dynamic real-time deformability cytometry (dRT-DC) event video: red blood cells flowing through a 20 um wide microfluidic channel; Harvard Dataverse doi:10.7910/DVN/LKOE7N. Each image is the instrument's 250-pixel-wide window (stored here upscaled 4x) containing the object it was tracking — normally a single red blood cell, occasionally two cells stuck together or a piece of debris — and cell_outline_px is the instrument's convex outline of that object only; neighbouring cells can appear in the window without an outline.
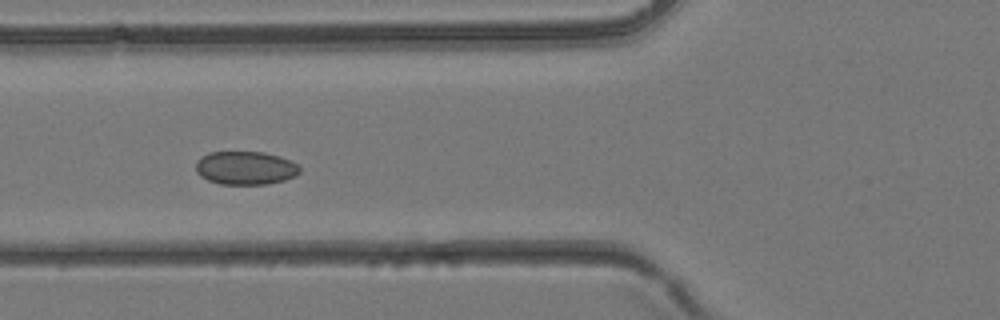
{"species": "common noctule bat (a hibernating species)", "species_latin": "Nyctalus noctula", "temperature_condition": "room temperature", "stored_images_in_passage": 30, "camera_frame_rate_fps": 3000, "um_per_image_px": 0.085, "animal": {"sex": "female", "body_mass_g": 24.6, "forearm_length_mm": 56.2}, "frame": {"image": 1, "passage_image": 7, "time_ms": 2.0, "image_size_px": [1000, 320], "cell_outline_px": [[300, 172], [296, 176], [284, 180], [264, 184], [220, 184], [208, 180], [200, 176], [196, 172], [196, 160], [200, 156], [208, 152], [264, 152], [280, 156], [296, 164], [300, 168]], "centroid_in_image_um": [20.83, 14.27], "position_along_channel_um": 105.0, "area_um2": 20.29}}
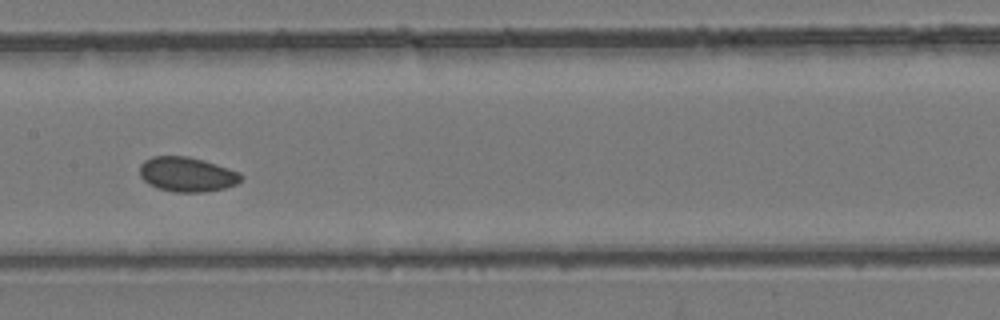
{"frame": {"image": 2, "passage_image": 12, "time_ms": 3.667, "image_size_px": [1000, 320], "cell_outline_px": [[244, 176], [236, 184], [224, 188], [204, 192], [176, 192], [156, 188], [148, 184], [140, 176], [140, 164], [144, 160], [152, 156], [188, 156], [204, 160], [240, 172]], "centroid_in_image_um": [15.88, 14.82], "position_along_channel_um": 191.5, "area_um2": 20.58}}
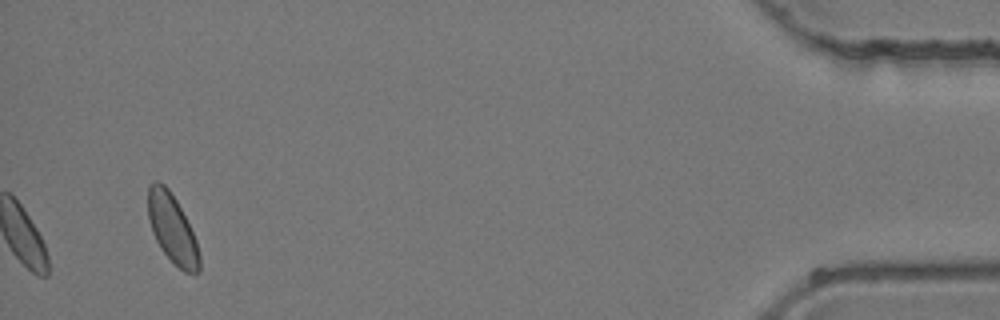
{"frame": {"image": 3, "passage_image": 30, "time_ms": 9.667, "image_size_px": [1000, 320], "cell_outline_px": [[200, 272], [184, 272], [160, 248], [152, 232], [148, 220], [148, 188], [156, 180], [164, 184], [168, 188], [176, 200], [196, 240], [200, 256]], "centroid_in_image_um": [14.63, 19.43], "position_along_channel_um": 420.6, "area_um2": 20.23}}